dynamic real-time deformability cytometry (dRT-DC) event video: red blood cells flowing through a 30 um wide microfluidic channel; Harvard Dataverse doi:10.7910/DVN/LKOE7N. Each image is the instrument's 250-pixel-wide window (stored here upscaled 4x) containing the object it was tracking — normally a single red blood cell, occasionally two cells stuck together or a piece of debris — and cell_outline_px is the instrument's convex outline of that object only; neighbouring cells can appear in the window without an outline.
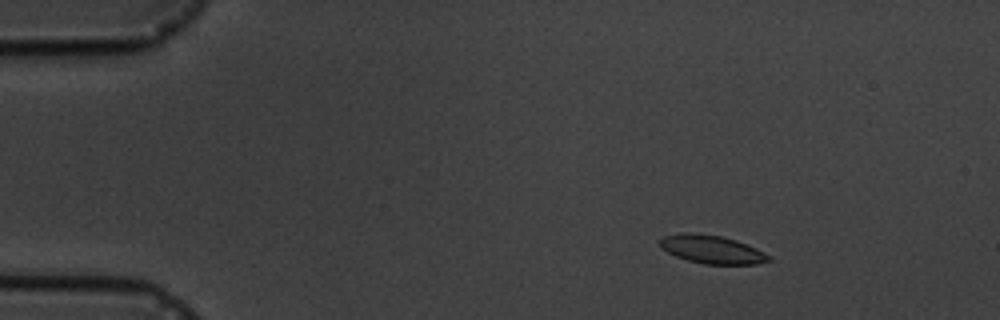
{"species": "common noctule bat (a hibernating species)", "species_latin": "Nyctalus noctula", "temperature_condition": "cold", "stored_images_in_passage": 5, "camera_frame_rate_fps": 3000, "um_per_image_px": 0.085, "animal": {"sex": "male", "body_mass_g": 19.5, "forearm_length_mm": 54.6}, "frame": {"image": 1, "passage_image": 2, "time_ms": 1.0, "image_size_px": [1000, 320], "cell_outline_px": [[772, 260], [756, 264], [704, 264], [688, 260], [676, 256], [668, 252], [660, 244], [660, 240], [664, 236], [684, 232], [692, 232], [724, 236], [736, 240], [756, 248], [764, 252]], "centroid_in_image_um": [60.52, 21.19], "position_along_channel_um": 24.5, "area_um2": 17.8}}
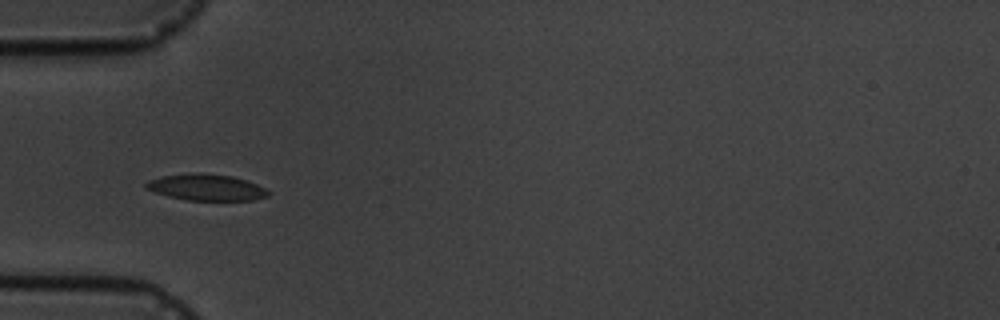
{"frame": {"image": 2, "passage_image": 4, "time_ms": 4.333, "image_size_px": [1000, 320], "cell_outline_px": [[272, 192], [268, 196], [256, 200], [188, 200], [168, 196], [144, 188], [144, 184], [148, 180], [164, 176], [196, 172], [232, 176], [248, 180], [268, 188]], "centroid_in_image_um": [17.61, 15.92], "position_along_channel_um": 67.4, "area_um2": 18.96}}
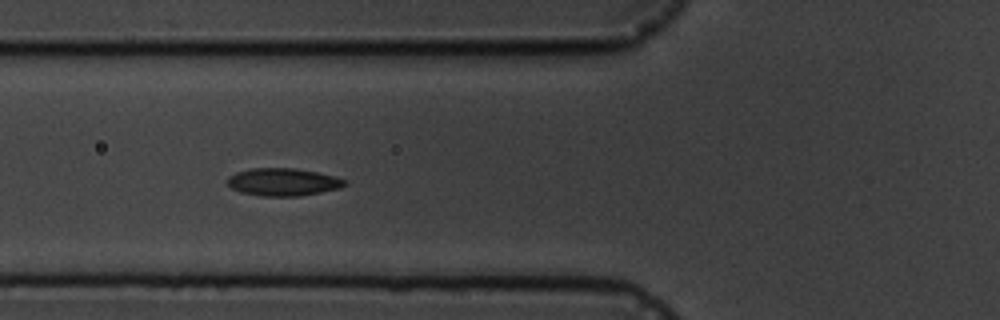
{"frame": {"image": 3, "passage_image": 5, "time_ms": 5.333, "image_size_px": [1000, 320], "cell_outline_px": [[348, 184], [340, 188], [300, 196], [264, 196], [240, 192], [232, 188], [228, 184], [228, 176], [236, 172], [248, 168], [296, 168], [336, 176], [348, 180]], "centroid_in_image_um": [24.09, 15.46], "position_along_channel_um": 101.7, "area_um2": 19.02}}